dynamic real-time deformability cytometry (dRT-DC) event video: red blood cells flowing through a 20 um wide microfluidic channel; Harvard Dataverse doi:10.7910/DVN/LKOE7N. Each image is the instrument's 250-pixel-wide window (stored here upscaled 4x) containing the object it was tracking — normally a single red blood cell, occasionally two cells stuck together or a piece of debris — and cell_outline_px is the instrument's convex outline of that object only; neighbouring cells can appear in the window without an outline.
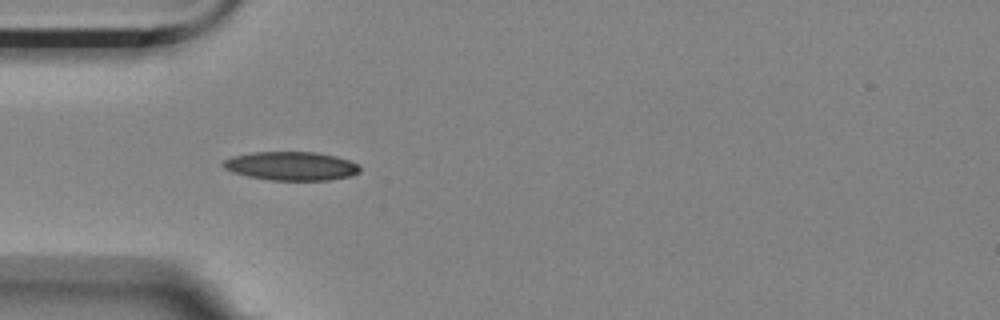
{"species": "Egyptian fruit bat (a non-hibernating species)", "species_latin": "Rousettus aegyptiacus", "temperature_condition": "room temperature", "stored_images_in_passage": 5, "camera_frame_rate_fps": 3000, "um_per_image_px": 0.085, "animal": {"sex": "female"}, "frame": {"image": 1, "passage_image": 4, "time_ms": 1.0, "image_size_px": [1000, 320], "cell_outline_px": [[360, 172], [348, 176], [328, 180], [272, 180], [248, 176], [232, 172], [224, 168], [220, 164], [224, 160], [232, 156], [252, 152], [316, 152], [336, 156], [360, 164]], "centroid_in_image_um": [24.74, 14.1], "position_along_channel_um": 60.3, "area_um2": 22.89}}
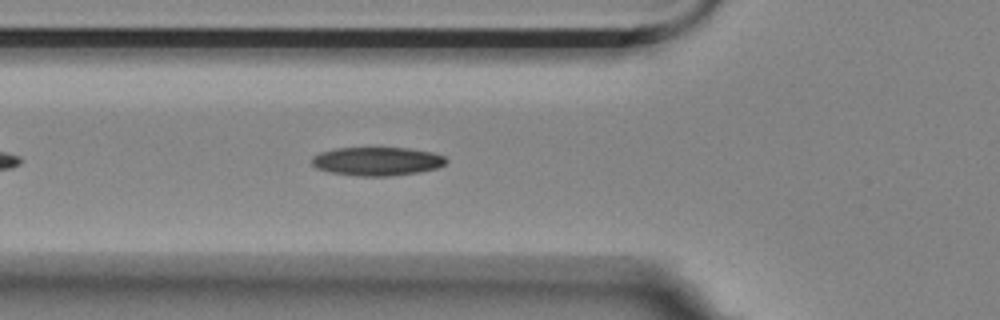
{"frame": {"image": 2, "passage_image": 5, "time_ms": 1.333, "image_size_px": [1000, 320], "cell_outline_px": [[448, 160], [444, 164], [436, 168], [416, 172], [392, 176], [360, 176], [332, 172], [316, 168], [312, 164], [312, 156], [320, 152], [336, 148], [408, 148], [432, 152], [444, 156]], "centroid_in_image_um": [32.04, 13.7], "position_along_channel_um": 93.8, "area_um2": 22.2}}